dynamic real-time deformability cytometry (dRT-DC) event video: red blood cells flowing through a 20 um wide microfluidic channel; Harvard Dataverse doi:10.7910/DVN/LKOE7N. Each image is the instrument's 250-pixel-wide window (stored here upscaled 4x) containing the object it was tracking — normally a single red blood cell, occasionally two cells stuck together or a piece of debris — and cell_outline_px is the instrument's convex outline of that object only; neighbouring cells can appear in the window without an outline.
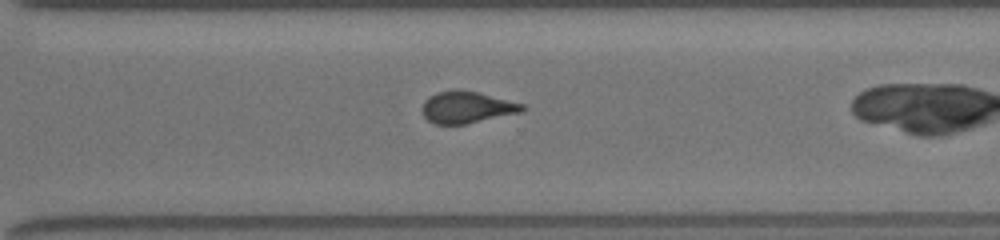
{"species": "common noctule bat (a hibernating species)", "species_latin": "Nyctalus noctula", "temperature_condition": "room temperature", "stored_images_in_passage": 19, "camera_frame_rate_fps": 3000, "um_per_image_px": 0.085, "animal": {"sex": "female", "body_mass_g": 19.5, "forearm_length_mm": 54.1}, "frame": {"image": 1, "passage_image": 16, "time_ms": 5.0, "image_size_px": [1000, 240], "cell_outline_px": [[528, 108], [520, 112], [468, 124], [436, 124], [428, 120], [424, 116], [420, 108], [424, 100], [428, 96], [436, 92], [456, 88], [460, 88], [524, 104]], "centroid_in_image_um": [39.63, 9.1], "position_along_channel_um": 331.0, "area_um2": 18.79}}